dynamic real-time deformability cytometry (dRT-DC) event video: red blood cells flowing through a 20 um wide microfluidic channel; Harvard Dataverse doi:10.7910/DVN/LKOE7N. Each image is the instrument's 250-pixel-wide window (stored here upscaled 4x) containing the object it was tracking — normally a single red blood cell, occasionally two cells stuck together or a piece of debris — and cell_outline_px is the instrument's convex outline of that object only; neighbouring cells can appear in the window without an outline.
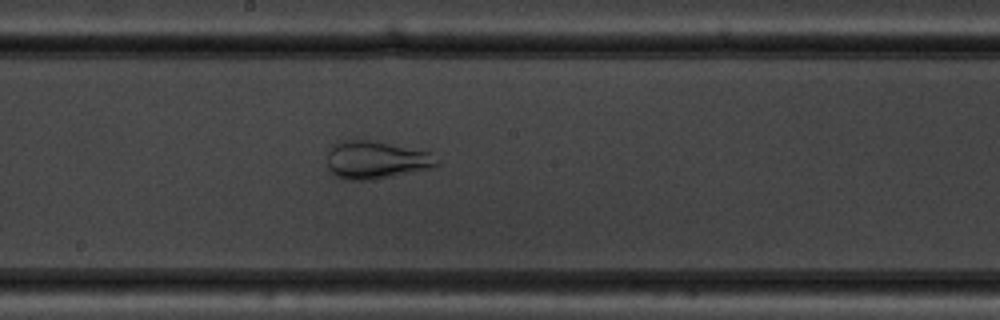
{"species": "common noctule bat (a hibernating species)", "species_latin": "Nyctalus noctula", "temperature_condition": "warm", "stored_images_in_passage": 54, "camera_frame_rate_fps": 3000, "um_per_image_px": 0.085, "animal": {"sex": "male", "body_mass_g": 19.5, "forearm_length_mm": 54.6}, "frame": {"image": 1, "passage_image": 30, "time_ms": 9.667, "image_size_px": [1000, 320], "cell_outline_px": [[440, 164], [432, 168], [372, 180], [344, 180], [336, 176], [328, 168], [328, 148], [336, 140], [360, 136], [428, 152]], "centroid_in_image_um": [31.87, 13.54], "position_along_channel_um": 216.3, "area_um2": 24.97}}
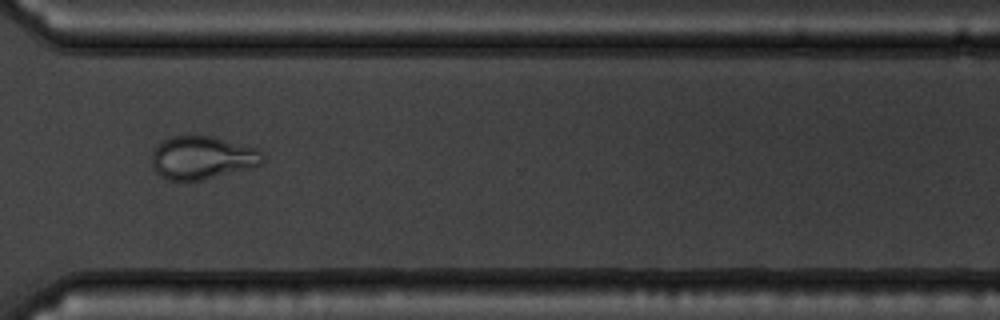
{"frame": {"image": 2, "passage_image": 41, "time_ms": 13.333, "image_size_px": [1000, 320], "cell_outline_px": [[264, 164], [256, 168], [204, 180], [168, 180], [160, 176], [156, 172], [152, 164], [152, 152], [164, 140], [172, 136], [212, 136], [256, 148], [264, 152]], "centroid_in_image_um": [17.27, 13.43], "position_along_channel_um": 353.3, "area_um2": 28.21}}
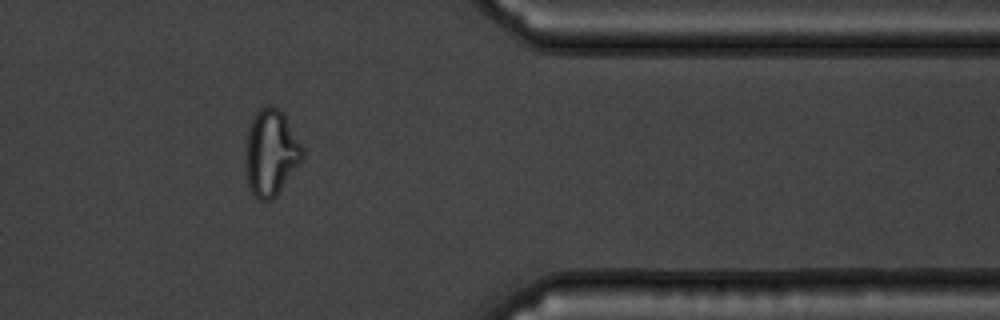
{"frame": {"image": 3, "passage_image": 45, "time_ms": 14.667, "image_size_px": [1000, 320], "cell_outline_px": [[304, 156], [276, 196], [272, 200], [260, 200], [252, 192], [248, 184], [248, 132], [252, 120], [256, 112], [260, 108], [268, 104], [276, 108], [284, 116], [304, 148]], "centroid_in_image_um": [23.07, 12.98], "position_along_channel_um": 388.3, "area_um2": 27.46}}